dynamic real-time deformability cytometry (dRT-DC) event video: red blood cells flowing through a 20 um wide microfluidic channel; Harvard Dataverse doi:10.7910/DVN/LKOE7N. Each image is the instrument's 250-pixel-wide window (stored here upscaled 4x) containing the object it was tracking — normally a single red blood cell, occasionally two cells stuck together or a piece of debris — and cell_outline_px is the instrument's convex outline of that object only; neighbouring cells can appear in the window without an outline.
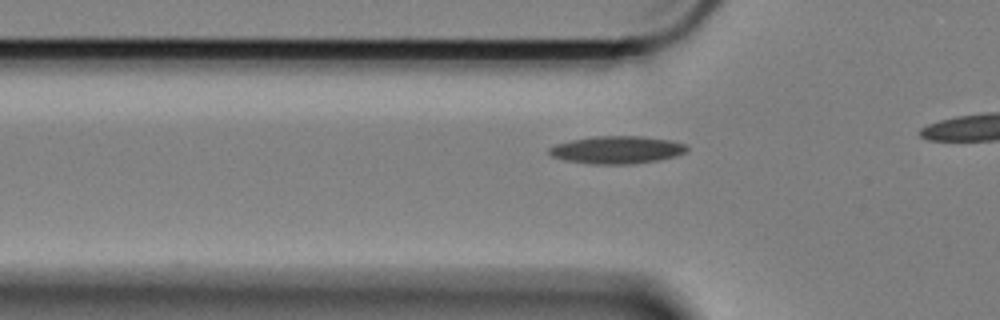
{"species": "Egyptian fruit bat (a non-hibernating species)", "species_latin": "Rousettus aegyptiacus", "temperature_condition": "cold", "stored_images_in_passage": 18, "camera_frame_rate_fps": 3000, "um_per_image_px": 0.085, "animal": {"sex": "female"}, "frame": {"image": 1, "passage_image": 8, "time_ms": 2.333, "image_size_px": [1000, 320], "cell_outline_px": [[688, 148], [684, 152], [676, 156], [656, 160], [632, 164], [592, 164], [564, 160], [552, 156], [548, 152], [548, 148], [556, 144], [572, 140], [592, 136], [644, 136], [672, 140], [688, 144]], "centroid_in_image_um": [52.45, 12.73], "position_along_channel_um": 73.4, "area_um2": 22.25}}
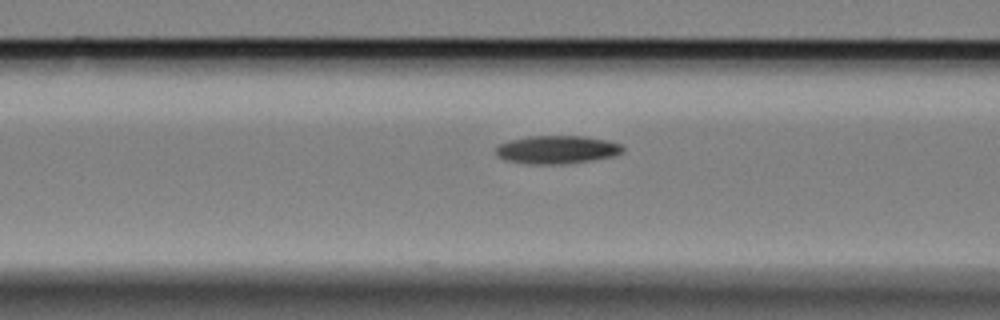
{"frame": {"image": 2, "passage_image": 12, "time_ms": 3.667, "image_size_px": [1000, 320], "cell_outline_px": [[624, 152], [616, 156], [592, 160], [564, 164], [528, 164], [504, 160], [496, 156], [496, 148], [500, 144], [512, 140], [528, 136], [584, 136], [608, 140], [620, 144], [624, 148]], "centroid_in_image_um": [47.37, 12.73], "position_along_channel_um": 119.2, "area_um2": 20.98}}
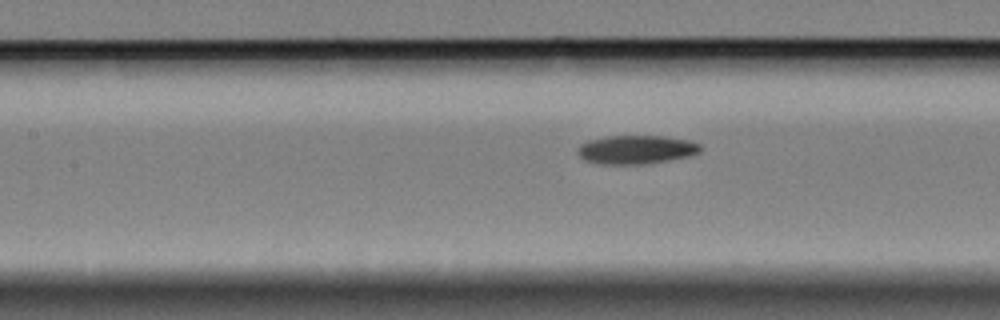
{"frame": {"image": 3, "passage_image": 15, "time_ms": 4.667, "image_size_px": [1000, 320], "cell_outline_px": [[700, 152], [688, 156], [648, 164], [600, 164], [584, 160], [576, 152], [580, 144], [588, 140], [608, 136], [664, 136], [688, 140], [700, 144]], "centroid_in_image_um": [54.04, 12.72], "position_along_channel_um": 153.4, "area_um2": 20.52}}